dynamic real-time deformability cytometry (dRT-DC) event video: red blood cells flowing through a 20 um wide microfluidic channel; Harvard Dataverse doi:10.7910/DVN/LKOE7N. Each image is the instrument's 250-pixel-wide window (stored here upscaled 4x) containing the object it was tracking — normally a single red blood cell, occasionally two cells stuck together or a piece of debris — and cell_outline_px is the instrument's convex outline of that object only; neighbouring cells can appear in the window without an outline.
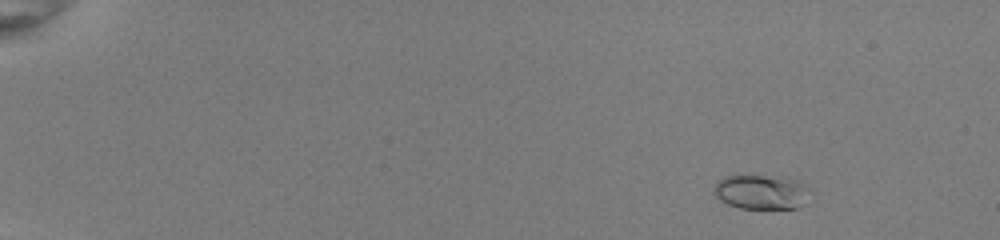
{"species": "common noctule bat (a hibernating species)", "species_latin": "Nyctalus noctula", "temperature_condition": "room temperature", "stored_images_in_passage": 48, "camera_frame_rate_fps": 3000, "um_per_image_px": 0.085, "animal": {"sex": "female", "body_mass_g": 22.0, "forearm_length_mm": 56.7}, "frame": {"image": 1, "passage_image": 2, "time_ms": 0.333, "image_size_px": [1000, 240], "cell_outline_px": [[812, 188], [796, 208], [740, 208], [728, 204], [720, 200], [712, 192], [716, 184], [724, 176], [764, 176], [800, 180]], "centroid_in_image_um": [64.69, 16.31], "position_along_channel_um": 20.3, "area_um2": 18.96}}
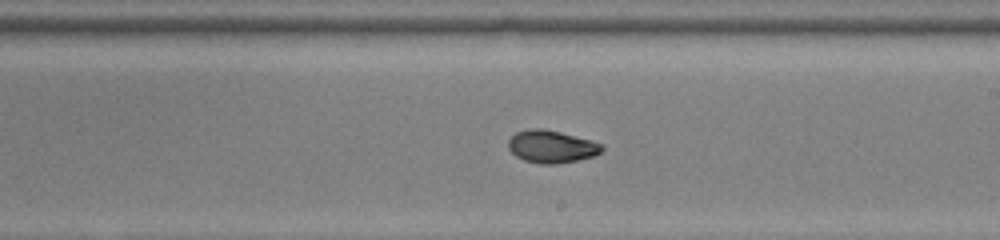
{"frame": {"image": 2, "passage_image": 29, "time_ms": 9.333, "image_size_px": [1000, 240], "cell_outline_px": [[604, 148], [596, 156], [556, 164], [540, 164], [524, 160], [516, 156], [508, 148], [508, 140], [516, 132], [532, 128], [540, 128], [560, 132], [592, 140], [604, 144]], "centroid_in_image_um": [46.9, 12.46], "position_along_channel_um": 242.1, "area_um2": 17.8}}
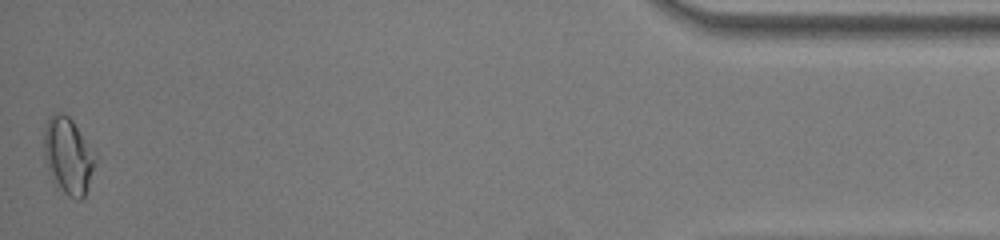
{"frame": {"image": 3, "passage_image": 48, "time_ms": 15.667, "image_size_px": [1000, 240], "cell_outline_px": [[96, 164], [84, 196], [80, 200], [76, 200], [68, 196], [56, 188], [52, 180], [44, 156], [44, 128], [48, 116], [56, 112], [60, 112], [68, 116], [72, 120], [96, 152]], "centroid_in_image_um": [5.79, 13.25], "position_along_channel_um": 429.4, "area_um2": 23.29}, "authors_computed_cell_mechanics": {"area_um2": 17.8602, "velocity_mm_per_s": 4.0165, "shape_relaxation_time_tau1_ms": 6.0485, "shape_relaxation_time_tau2_ms": 1.6192, "deformation_change_tau1": 0.1783, "deformation_change_tau2": 0.0404}}